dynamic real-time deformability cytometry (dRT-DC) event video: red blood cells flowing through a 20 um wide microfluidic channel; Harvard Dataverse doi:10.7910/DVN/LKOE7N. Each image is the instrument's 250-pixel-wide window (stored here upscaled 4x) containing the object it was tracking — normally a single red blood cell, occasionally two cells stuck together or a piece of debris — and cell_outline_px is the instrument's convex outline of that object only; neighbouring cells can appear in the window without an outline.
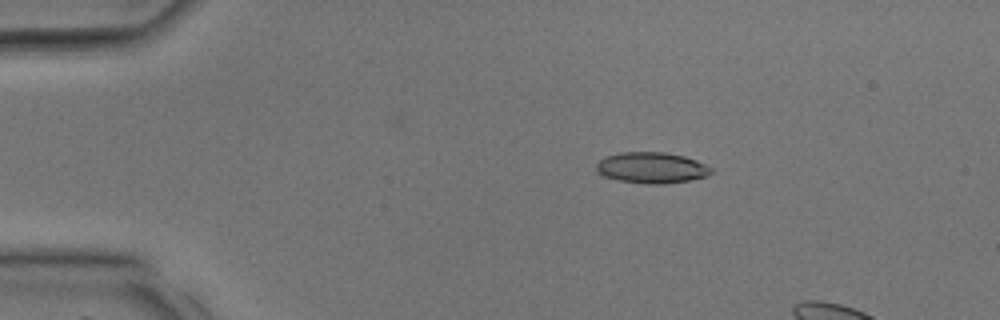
{"species": "common noctule bat (a hibernating species)", "species_latin": "Nyctalus noctula", "temperature_condition": "room temperature", "stored_images_in_passage": 11, "camera_frame_rate_fps": 3000, "um_per_image_px": 0.085, "animal": {"sex": "male", "body_mass_g": 17.9, "forearm_length_mm": 54.2}, "frame": {"image": 1, "passage_image": 7, "time_ms": 2.0, "image_size_px": [1000, 320], "cell_outline_px": [[712, 172], [708, 176], [688, 180], [664, 184], [648, 184], [620, 180], [600, 176], [596, 172], [596, 164], [604, 156], [620, 152], [664, 152], [684, 156], [696, 160], [712, 168]], "centroid_in_image_um": [55.35, 14.25], "position_along_channel_um": 29.7, "area_um2": 20.87}}